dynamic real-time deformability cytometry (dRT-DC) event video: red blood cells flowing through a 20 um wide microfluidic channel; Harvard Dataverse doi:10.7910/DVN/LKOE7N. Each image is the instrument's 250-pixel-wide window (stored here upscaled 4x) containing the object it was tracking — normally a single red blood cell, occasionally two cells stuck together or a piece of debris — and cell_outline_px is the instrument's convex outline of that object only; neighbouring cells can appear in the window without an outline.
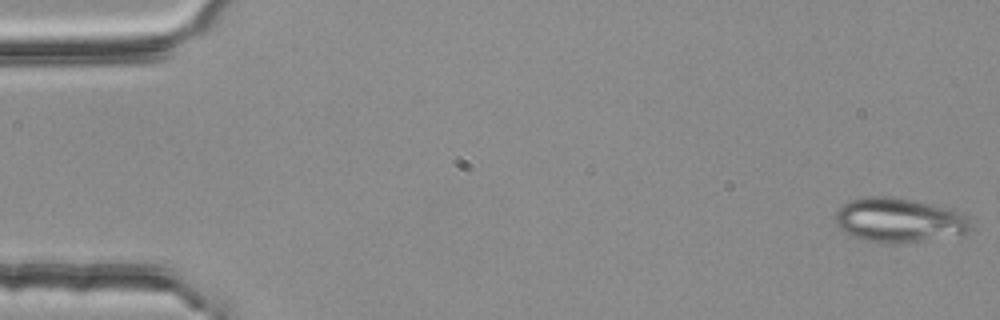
{"species": "common noctule bat (a hibernating species)", "species_latin": "Nyctalus noctula", "temperature_condition": "room temperature", "stored_images_in_passage": 5, "camera_frame_rate_fps": 3000, "um_per_image_px": 0.085, "animal": {"sex": "female", "body_mass_g": 25.1}, "frame": {"image": 1, "passage_image": 1, "time_ms": 0.0, "image_size_px": [1000, 320], "cell_outline_px": [[972, 228], [964, 236], [920, 240], [864, 240], [852, 236], [844, 232], [836, 224], [836, 212], [848, 200], [868, 196], [892, 196], [956, 208], [964, 212], [972, 224]], "centroid_in_image_um": [76.52, 18.66], "position_along_channel_um": 8.5, "area_um2": 34.91}}